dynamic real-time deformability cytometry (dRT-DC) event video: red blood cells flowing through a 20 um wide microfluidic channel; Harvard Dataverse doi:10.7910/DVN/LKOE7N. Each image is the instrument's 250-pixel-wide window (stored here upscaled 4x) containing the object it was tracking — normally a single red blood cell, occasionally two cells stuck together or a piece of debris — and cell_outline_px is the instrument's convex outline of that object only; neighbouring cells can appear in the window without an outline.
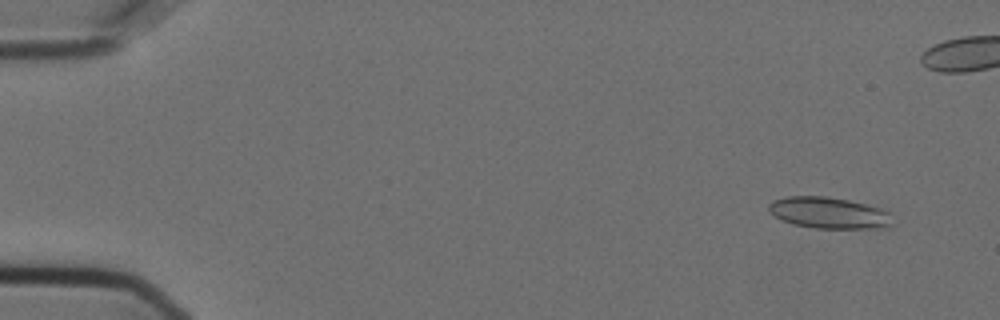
{"species": "Egyptian fruit bat (a non-hibernating species)", "species_latin": "Rousettus aegyptiacus", "temperature_condition": "cold", "stored_images_in_passage": 56, "camera_frame_rate_fps": 3000, "um_per_image_px": 0.085, "animal": {"sex": "female"}, "frame": {"image": 1, "passage_image": 3, "time_ms": 0.667, "image_size_px": [1000, 320], "cell_outline_px": [[892, 224], [888, 228], [816, 228], [792, 224], [780, 220], [768, 212], [768, 204], [772, 200], [788, 196], [828, 196], [848, 200], [880, 208], [888, 212]], "centroid_in_image_um": [70.39, 18.09], "position_along_channel_um": 14.6, "area_um2": 22.72}}
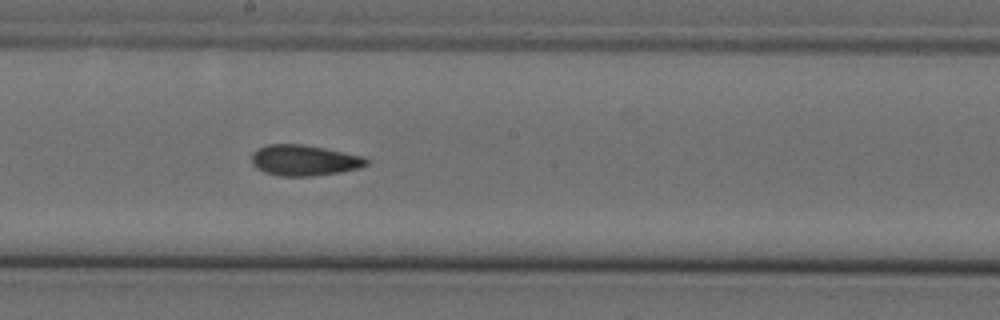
{"frame": {"image": 2, "passage_image": 30, "time_ms": 9.667, "image_size_px": [1000, 320], "cell_outline_px": [[368, 164], [360, 168], [340, 172], [312, 176], [280, 176], [264, 172], [256, 168], [252, 164], [252, 152], [268, 144], [300, 144], [324, 148], [364, 156], [368, 160]], "centroid_in_image_um": [25.86, 13.63], "position_along_channel_um": 222.3, "area_um2": 20.58}}
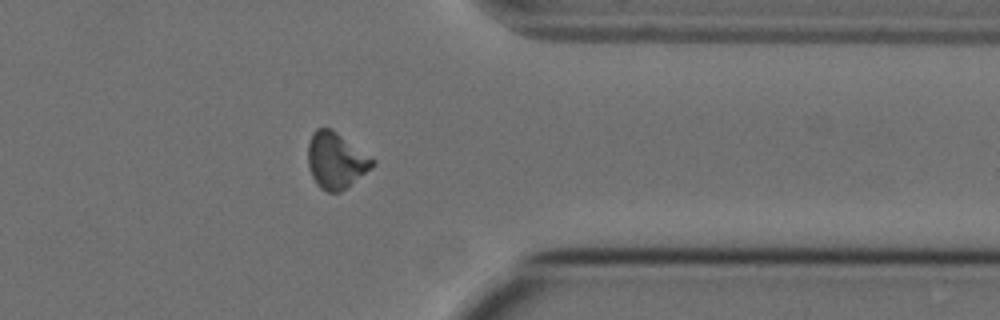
{"frame": {"image": 3, "passage_image": 44, "time_ms": 14.333, "image_size_px": [1000, 320], "cell_outline_px": [[376, 164], [372, 168], [340, 192], [328, 192], [320, 188], [316, 184], [312, 176], [308, 164], [308, 144], [312, 132], [316, 128], [332, 128], [376, 160]], "centroid_in_image_um": [28.56, 13.63], "position_along_channel_um": 382.8, "area_um2": 21.21}, "authors_computed_cell_mechanics": {"area_um2": 20.7791, "velocity_mm_per_s": 3.6229, "shape_relaxation_time_tau1_ms": null, "shape_relaxation_time_tau2_ms": 4.9997, "deformation_change_tau1": null, "deformation_change_tau2": 0.0899}}